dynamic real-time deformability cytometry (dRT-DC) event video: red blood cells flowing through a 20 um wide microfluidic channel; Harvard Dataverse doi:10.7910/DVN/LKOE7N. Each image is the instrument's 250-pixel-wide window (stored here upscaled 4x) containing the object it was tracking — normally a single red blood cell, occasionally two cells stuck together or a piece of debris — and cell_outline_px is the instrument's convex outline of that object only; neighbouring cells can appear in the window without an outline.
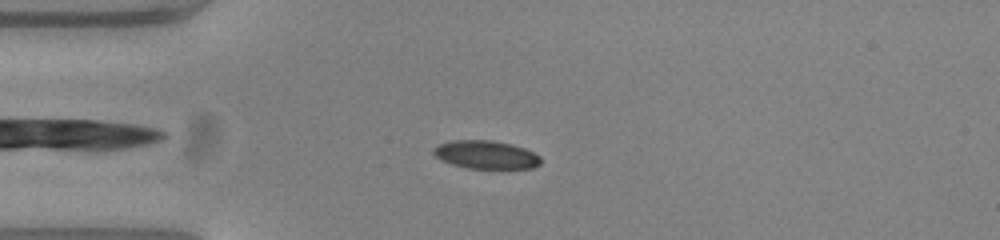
{"species": "common noctule bat (a hibernating species)", "species_latin": "Nyctalus noctula", "temperature_condition": "warm", "stored_images_in_passage": 54, "camera_frame_rate_fps": 3000, "um_per_image_px": 0.085, "animal": {"sex": "female", "body_mass_g": 23.0, "forearm_length_mm": 53.4}, "frame": {"image": 1, "passage_image": 13, "time_ms": 4.0, "image_size_px": [1000, 240], "cell_outline_px": [[540, 164], [532, 168], [468, 168], [452, 164], [440, 160], [432, 152], [432, 148], [436, 144], [452, 140], [492, 140], [512, 144], [524, 148], [540, 156]], "centroid_in_image_um": [41.26, 13.14], "position_along_channel_um": 43.7, "area_um2": 17.69}}
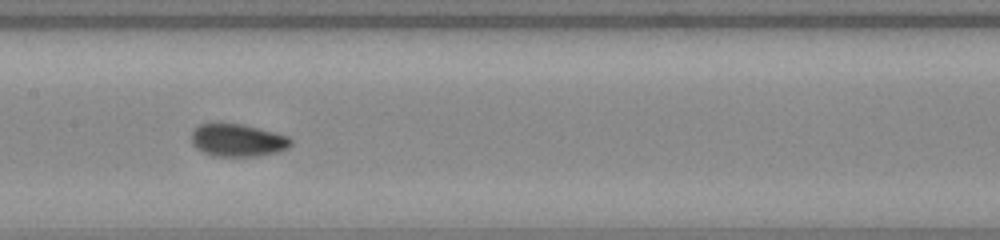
{"frame": {"image": 2, "passage_image": 26, "time_ms": 8.333, "image_size_px": [1000, 240], "cell_outline_px": [[292, 144], [288, 148], [276, 152], [256, 156], [212, 156], [196, 148], [192, 144], [192, 128], [200, 124], [212, 120], [244, 124], [288, 136], [292, 140]], "centroid_in_image_um": [20.14, 11.87], "position_along_channel_um": 187.3, "area_um2": 19.48}}
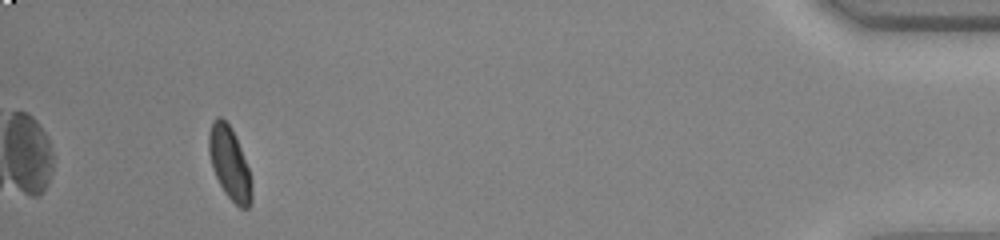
{"frame": {"image": 3, "passage_image": 50, "time_ms": 16.333, "image_size_px": [1000, 240], "cell_outline_px": [[252, 200], [248, 208], [240, 208], [224, 192], [212, 168], [208, 152], [208, 132], [216, 116], [220, 116], [232, 128], [248, 168], [252, 188]], "centroid_in_image_um": [19.49, 13.87], "position_along_channel_um": 415.7, "area_um2": 17.92}, "authors_computed_cell_mechanics": {"area_um2": 18.207, "velocity_mm_per_s": 3.7627, "shape_relaxation_time_tau1_ms": 4.7681, "shape_relaxation_time_tau2_ms": 1.3828, "deformation_change_tau1": 0.1411, "deformation_change_tau2": 0.0539}}